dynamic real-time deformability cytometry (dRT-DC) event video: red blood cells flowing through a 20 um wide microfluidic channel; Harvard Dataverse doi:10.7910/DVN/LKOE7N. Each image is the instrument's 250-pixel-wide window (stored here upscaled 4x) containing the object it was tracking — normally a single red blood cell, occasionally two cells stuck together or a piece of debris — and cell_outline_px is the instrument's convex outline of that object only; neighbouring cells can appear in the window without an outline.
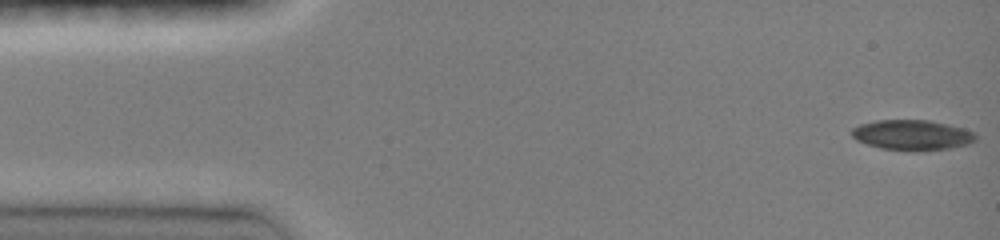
{"species": "common noctule bat (a hibernating species)", "species_latin": "Nyctalus noctula", "temperature_condition": "room temperature", "stored_images_in_passage": 47, "camera_frame_rate_fps": 3000, "um_per_image_px": 0.085, "animal": {"sex": "female", "body_mass_g": 19.0, "forearm_length_mm": 51.5}, "frame": {"image": 1, "passage_image": 1, "time_ms": 0.0, "image_size_px": [1000, 240], "cell_outline_px": [[976, 140], [968, 144], [952, 148], [916, 152], [912, 152], [880, 148], [856, 140], [852, 136], [852, 128], [860, 124], [876, 120], [928, 120], [948, 124], [964, 128], [972, 132], [976, 136]], "centroid_in_image_um": [77.54, 11.49], "position_along_channel_um": 7.5, "area_um2": 22.08}}
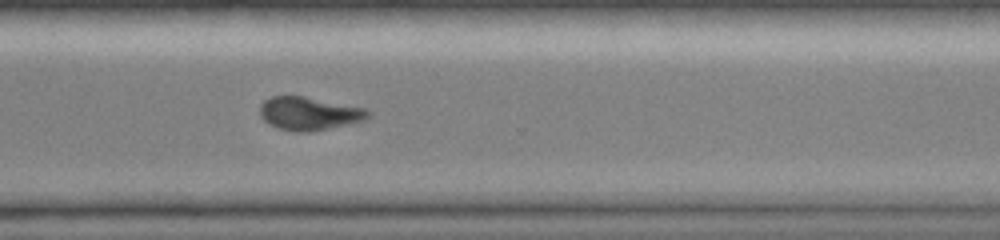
{"frame": {"image": 2, "passage_image": 35, "time_ms": 11.333, "image_size_px": [1000, 240], "cell_outline_px": [[372, 116], [364, 120], [328, 128], [308, 132], [296, 132], [280, 128], [268, 124], [260, 116], [260, 104], [264, 100], [272, 96], [304, 96], [368, 108], [372, 112]], "centroid_in_image_um": [26.3, 9.63], "position_along_channel_um": 344.3, "area_um2": 21.04}}
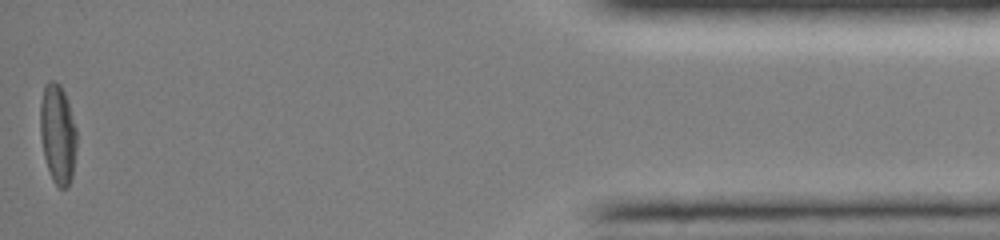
{"frame": {"image": 3, "passage_image": 47, "time_ms": 15.333, "image_size_px": [1000, 240], "cell_outline_px": [[76, 148], [72, 176], [68, 188], [60, 188], [52, 180], [44, 156], [40, 136], [40, 104], [44, 84], [48, 80], [56, 80], [60, 84], [64, 92], [76, 128]], "centroid_in_image_um": [4.89, 11.36], "position_along_channel_um": 430.3, "area_um2": 21.21}, "authors_computed_cell_mechanics": {"area_um2": 21.675, "velocity_mm_per_s": 4.0144, "shape_relaxation_time_tau1_ms": 5.3912, "shape_relaxation_time_tau2_ms": null, "deformation_change_tau1": 0.1461, "deformation_change_tau2": null}}